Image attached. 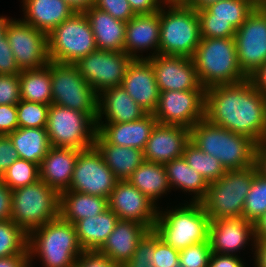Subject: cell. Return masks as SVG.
Masks as SVG:
<instances>
[{
  "label": "cell",
  "mask_w": 266,
  "mask_h": 267,
  "mask_svg": "<svg viewBox=\"0 0 266 267\" xmlns=\"http://www.w3.org/2000/svg\"><path fill=\"white\" fill-rule=\"evenodd\" d=\"M205 119L211 124L252 139H266V97L243 81L205 89Z\"/></svg>",
  "instance_id": "1"
},
{
  "label": "cell",
  "mask_w": 266,
  "mask_h": 267,
  "mask_svg": "<svg viewBox=\"0 0 266 267\" xmlns=\"http://www.w3.org/2000/svg\"><path fill=\"white\" fill-rule=\"evenodd\" d=\"M29 264L40 258L43 267H75L82 253L74 224L60 216L28 234Z\"/></svg>",
  "instance_id": "2"
},
{
  "label": "cell",
  "mask_w": 266,
  "mask_h": 267,
  "mask_svg": "<svg viewBox=\"0 0 266 267\" xmlns=\"http://www.w3.org/2000/svg\"><path fill=\"white\" fill-rule=\"evenodd\" d=\"M190 141L206 154L217 158L225 170H240L254 165L256 143L202 119L190 129Z\"/></svg>",
  "instance_id": "3"
},
{
  "label": "cell",
  "mask_w": 266,
  "mask_h": 267,
  "mask_svg": "<svg viewBox=\"0 0 266 267\" xmlns=\"http://www.w3.org/2000/svg\"><path fill=\"white\" fill-rule=\"evenodd\" d=\"M192 60L204 89L248 78L239 66L234 37L201 38Z\"/></svg>",
  "instance_id": "4"
},
{
  "label": "cell",
  "mask_w": 266,
  "mask_h": 267,
  "mask_svg": "<svg viewBox=\"0 0 266 267\" xmlns=\"http://www.w3.org/2000/svg\"><path fill=\"white\" fill-rule=\"evenodd\" d=\"M187 202V203H186ZM179 207L158 210L154 231L169 246L183 250L208 241L210 218L202 203L186 201Z\"/></svg>",
  "instance_id": "5"
},
{
  "label": "cell",
  "mask_w": 266,
  "mask_h": 267,
  "mask_svg": "<svg viewBox=\"0 0 266 267\" xmlns=\"http://www.w3.org/2000/svg\"><path fill=\"white\" fill-rule=\"evenodd\" d=\"M200 40V20L195 9L187 5H162L159 54L192 58Z\"/></svg>",
  "instance_id": "6"
},
{
  "label": "cell",
  "mask_w": 266,
  "mask_h": 267,
  "mask_svg": "<svg viewBox=\"0 0 266 267\" xmlns=\"http://www.w3.org/2000/svg\"><path fill=\"white\" fill-rule=\"evenodd\" d=\"M255 171L254 165L227 170L218 181L208 184L207 195L201 203L210 220L242 218Z\"/></svg>",
  "instance_id": "7"
},
{
  "label": "cell",
  "mask_w": 266,
  "mask_h": 267,
  "mask_svg": "<svg viewBox=\"0 0 266 267\" xmlns=\"http://www.w3.org/2000/svg\"><path fill=\"white\" fill-rule=\"evenodd\" d=\"M60 194L42 180L12 190L11 220L27 234L59 217Z\"/></svg>",
  "instance_id": "8"
},
{
  "label": "cell",
  "mask_w": 266,
  "mask_h": 267,
  "mask_svg": "<svg viewBox=\"0 0 266 267\" xmlns=\"http://www.w3.org/2000/svg\"><path fill=\"white\" fill-rule=\"evenodd\" d=\"M97 114L51 104L46 130L50 146L84 150L94 146Z\"/></svg>",
  "instance_id": "9"
},
{
  "label": "cell",
  "mask_w": 266,
  "mask_h": 267,
  "mask_svg": "<svg viewBox=\"0 0 266 267\" xmlns=\"http://www.w3.org/2000/svg\"><path fill=\"white\" fill-rule=\"evenodd\" d=\"M50 61L75 64L97 50L91 25L84 12H75L47 35Z\"/></svg>",
  "instance_id": "10"
},
{
  "label": "cell",
  "mask_w": 266,
  "mask_h": 267,
  "mask_svg": "<svg viewBox=\"0 0 266 267\" xmlns=\"http://www.w3.org/2000/svg\"><path fill=\"white\" fill-rule=\"evenodd\" d=\"M52 104L97 114L98 94L80 75L75 64L50 61Z\"/></svg>",
  "instance_id": "11"
},
{
  "label": "cell",
  "mask_w": 266,
  "mask_h": 267,
  "mask_svg": "<svg viewBox=\"0 0 266 267\" xmlns=\"http://www.w3.org/2000/svg\"><path fill=\"white\" fill-rule=\"evenodd\" d=\"M258 5L257 0H221L197 11L201 38L234 37Z\"/></svg>",
  "instance_id": "12"
},
{
  "label": "cell",
  "mask_w": 266,
  "mask_h": 267,
  "mask_svg": "<svg viewBox=\"0 0 266 267\" xmlns=\"http://www.w3.org/2000/svg\"><path fill=\"white\" fill-rule=\"evenodd\" d=\"M234 39L239 66L249 77L266 62V7L263 4L236 30Z\"/></svg>",
  "instance_id": "13"
},
{
  "label": "cell",
  "mask_w": 266,
  "mask_h": 267,
  "mask_svg": "<svg viewBox=\"0 0 266 267\" xmlns=\"http://www.w3.org/2000/svg\"><path fill=\"white\" fill-rule=\"evenodd\" d=\"M119 180L95 146L80 150L68 190L108 198Z\"/></svg>",
  "instance_id": "14"
},
{
  "label": "cell",
  "mask_w": 266,
  "mask_h": 267,
  "mask_svg": "<svg viewBox=\"0 0 266 267\" xmlns=\"http://www.w3.org/2000/svg\"><path fill=\"white\" fill-rule=\"evenodd\" d=\"M153 114L159 124L191 129L205 118V90L162 91Z\"/></svg>",
  "instance_id": "15"
},
{
  "label": "cell",
  "mask_w": 266,
  "mask_h": 267,
  "mask_svg": "<svg viewBox=\"0 0 266 267\" xmlns=\"http://www.w3.org/2000/svg\"><path fill=\"white\" fill-rule=\"evenodd\" d=\"M6 40L20 70L40 69L48 65L47 34L21 19L8 23Z\"/></svg>",
  "instance_id": "16"
},
{
  "label": "cell",
  "mask_w": 266,
  "mask_h": 267,
  "mask_svg": "<svg viewBox=\"0 0 266 267\" xmlns=\"http://www.w3.org/2000/svg\"><path fill=\"white\" fill-rule=\"evenodd\" d=\"M132 60L124 52L96 50L81 58L75 65L80 75L99 94L107 88L122 84Z\"/></svg>",
  "instance_id": "17"
},
{
  "label": "cell",
  "mask_w": 266,
  "mask_h": 267,
  "mask_svg": "<svg viewBox=\"0 0 266 267\" xmlns=\"http://www.w3.org/2000/svg\"><path fill=\"white\" fill-rule=\"evenodd\" d=\"M108 208L119 219L136 221L149 230L155 227L159 207L128 180L118 181L108 197Z\"/></svg>",
  "instance_id": "18"
},
{
  "label": "cell",
  "mask_w": 266,
  "mask_h": 267,
  "mask_svg": "<svg viewBox=\"0 0 266 267\" xmlns=\"http://www.w3.org/2000/svg\"><path fill=\"white\" fill-rule=\"evenodd\" d=\"M154 68L159 91L205 90L192 58L158 54L147 59Z\"/></svg>",
  "instance_id": "19"
},
{
  "label": "cell",
  "mask_w": 266,
  "mask_h": 267,
  "mask_svg": "<svg viewBox=\"0 0 266 267\" xmlns=\"http://www.w3.org/2000/svg\"><path fill=\"white\" fill-rule=\"evenodd\" d=\"M255 240L254 224L243 217L210 221L208 241L212 253L238 256L237 252L250 241L254 246Z\"/></svg>",
  "instance_id": "20"
},
{
  "label": "cell",
  "mask_w": 266,
  "mask_h": 267,
  "mask_svg": "<svg viewBox=\"0 0 266 267\" xmlns=\"http://www.w3.org/2000/svg\"><path fill=\"white\" fill-rule=\"evenodd\" d=\"M124 53L132 59H149L159 54L160 10L137 14L126 22ZM150 53H148V50ZM144 51L149 54L143 56ZM142 53V54H140Z\"/></svg>",
  "instance_id": "21"
},
{
  "label": "cell",
  "mask_w": 266,
  "mask_h": 267,
  "mask_svg": "<svg viewBox=\"0 0 266 267\" xmlns=\"http://www.w3.org/2000/svg\"><path fill=\"white\" fill-rule=\"evenodd\" d=\"M189 141L190 129L157 123L143 149L144 160L164 165L182 157Z\"/></svg>",
  "instance_id": "22"
},
{
  "label": "cell",
  "mask_w": 266,
  "mask_h": 267,
  "mask_svg": "<svg viewBox=\"0 0 266 267\" xmlns=\"http://www.w3.org/2000/svg\"><path fill=\"white\" fill-rule=\"evenodd\" d=\"M121 86L147 113L157 109L160 91L152 64L147 59H133L126 69Z\"/></svg>",
  "instance_id": "23"
},
{
  "label": "cell",
  "mask_w": 266,
  "mask_h": 267,
  "mask_svg": "<svg viewBox=\"0 0 266 267\" xmlns=\"http://www.w3.org/2000/svg\"><path fill=\"white\" fill-rule=\"evenodd\" d=\"M147 114L121 85L107 88L98 94L96 123H127Z\"/></svg>",
  "instance_id": "24"
},
{
  "label": "cell",
  "mask_w": 266,
  "mask_h": 267,
  "mask_svg": "<svg viewBox=\"0 0 266 267\" xmlns=\"http://www.w3.org/2000/svg\"><path fill=\"white\" fill-rule=\"evenodd\" d=\"M153 113L139 120L125 123H96L97 133L108 143L116 146L144 149L157 124Z\"/></svg>",
  "instance_id": "25"
},
{
  "label": "cell",
  "mask_w": 266,
  "mask_h": 267,
  "mask_svg": "<svg viewBox=\"0 0 266 267\" xmlns=\"http://www.w3.org/2000/svg\"><path fill=\"white\" fill-rule=\"evenodd\" d=\"M79 152V149L51 146L39 166L40 180L59 194L68 190Z\"/></svg>",
  "instance_id": "26"
},
{
  "label": "cell",
  "mask_w": 266,
  "mask_h": 267,
  "mask_svg": "<svg viewBox=\"0 0 266 267\" xmlns=\"http://www.w3.org/2000/svg\"><path fill=\"white\" fill-rule=\"evenodd\" d=\"M149 229L136 221L119 219L113 232L98 249L115 263L124 265L132 257L138 242Z\"/></svg>",
  "instance_id": "27"
},
{
  "label": "cell",
  "mask_w": 266,
  "mask_h": 267,
  "mask_svg": "<svg viewBox=\"0 0 266 267\" xmlns=\"http://www.w3.org/2000/svg\"><path fill=\"white\" fill-rule=\"evenodd\" d=\"M21 20L47 35L76 11L64 0H22Z\"/></svg>",
  "instance_id": "28"
},
{
  "label": "cell",
  "mask_w": 266,
  "mask_h": 267,
  "mask_svg": "<svg viewBox=\"0 0 266 267\" xmlns=\"http://www.w3.org/2000/svg\"><path fill=\"white\" fill-rule=\"evenodd\" d=\"M84 13L91 25L97 50L124 52L126 22L94 6Z\"/></svg>",
  "instance_id": "29"
},
{
  "label": "cell",
  "mask_w": 266,
  "mask_h": 267,
  "mask_svg": "<svg viewBox=\"0 0 266 267\" xmlns=\"http://www.w3.org/2000/svg\"><path fill=\"white\" fill-rule=\"evenodd\" d=\"M94 146L119 181L128 180L144 161L142 150L108 144L98 133L95 136Z\"/></svg>",
  "instance_id": "30"
},
{
  "label": "cell",
  "mask_w": 266,
  "mask_h": 267,
  "mask_svg": "<svg viewBox=\"0 0 266 267\" xmlns=\"http://www.w3.org/2000/svg\"><path fill=\"white\" fill-rule=\"evenodd\" d=\"M164 168L171 190L181 189L184 193L194 194L189 199L190 202L201 203L205 199L208 183L200 173L187 164L183 156L164 164Z\"/></svg>",
  "instance_id": "31"
},
{
  "label": "cell",
  "mask_w": 266,
  "mask_h": 267,
  "mask_svg": "<svg viewBox=\"0 0 266 267\" xmlns=\"http://www.w3.org/2000/svg\"><path fill=\"white\" fill-rule=\"evenodd\" d=\"M108 209V198L66 190L60 194L59 216L72 224Z\"/></svg>",
  "instance_id": "32"
},
{
  "label": "cell",
  "mask_w": 266,
  "mask_h": 267,
  "mask_svg": "<svg viewBox=\"0 0 266 267\" xmlns=\"http://www.w3.org/2000/svg\"><path fill=\"white\" fill-rule=\"evenodd\" d=\"M118 220V216L109 208L99 215L78 220L74 226L81 248L98 250L113 232Z\"/></svg>",
  "instance_id": "33"
},
{
  "label": "cell",
  "mask_w": 266,
  "mask_h": 267,
  "mask_svg": "<svg viewBox=\"0 0 266 267\" xmlns=\"http://www.w3.org/2000/svg\"><path fill=\"white\" fill-rule=\"evenodd\" d=\"M128 181L156 205L158 199L171 192L163 164L143 161Z\"/></svg>",
  "instance_id": "34"
},
{
  "label": "cell",
  "mask_w": 266,
  "mask_h": 267,
  "mask_svg": "<svg viewBox=\"0 0 266 267\" xmlns=\"http://www.w3.org/2000/svg\"><path fill=\"white\" fill-rule=\"evenodd\" d=\"M7 136L20 159L31 161L39 166L51 147L46 128L18 127Z\"/></svg>",
  "instance_id": "35"
},
{
  "label": "cell",
  "mask_w": 266,
  "mask_h": 267,
  "mask_svg": "<svg viewBox=\"0 0 266 267\" xmlns=\"http://www.w3.org/2000/svg\"><path fill=\"white\" fill-rule=\"evenodd\" d=\"M21 100L52 104L50 61L40 69L21 70L19 74Z\"/></svg>",
  "instance_id": "36"
},
{
  "label": "cell",
  "mask_w": 266,
  "mask_h": 267,
  "mask_svg": "<svg viewBox=\"0 0 266 267\" xmlns=\"http://www.w3.org/2000/svg\"><path fill=\"white\" fill-rule=\"evenodd\" d=\"M183 157L187 164L200 173L208 184L218 181L226 172L217 158L206 154L191 141L185 145Z\"/></svg>",
  "instance_id": "37"
},
{
  "label": "cell",
  "mask_w": 266,
  "mask_h": 267,
  "mask_svg": "<svg viewBox=\"0 0 266 267\" xmlns=\"http://www.w3.org/2000/svg\"><path fill=\"white\" fill-rule=\"evenodd\" d=\"M28 234L12 220L0 221V258L27 251Z\"/></svg>",
  "instance_id": "38"
},
{
  "label": "cell",
  "mask_w": 266,
  "mask_h": 267,
  "mask_svg": "<svg viewBox=\"0 0 266 267\" xmlns=\"http://www.w3.org/2000/svg\"><path fill=\"white\" fill-rule=\"evenodd\" d=\"M11 190L33 184L40 179L39 165L24 159H17L0 177Z\"/></svg>",
  "instance_id": "39"
},
{
  "label": "cell",
  "mask_w": 266,
  "mask_h": 267,
  "mask_svg": "<svg viewBox=\"0 0 266 267\" xmlns=\"http://www.w3.org/2000/svg\"><path fill=\"white\" fill-rule=\"evenodd\" d=\"M266 212V178L257 171L245 200L242 217L253 224Z\"/></svg>",
  "instance_id": "40"
},
{
  "label": "cell",
  "mask_w": 266,
  "mask_h": 267,
  "mask_svg": "<svg viewBox=\"0 0 266 267\" xmlns=\"http://www.w3.org/2000/svg\"><path fill=\"white\" fill-rule=\"evenodd\" d=\"M16 107L18 127L46 128L50 105L20 100Z\"/></svg>",
  "instance_id": "41"
},
{
  "label": "cell",
  "mask_w": 266,
  "mask_h": 267,
  "mask_svg": "<svg viewBox=\"0 0 266 267\" xmlns=\"http://www.w3.org/2000/svg\"><path fill=\"white\" fill-rule=\"evenodd\" d=\"M209 241L196 243L179 251L181 267H208L211 256Z\"/></svg>",
  "instance_id": "42"
},
{
  "label": "cell",
  "mask_w": 266,
  "mask_h": 267,
  "mask_svg": "<svg viewBox=\"0 0 266 267\" xmlns=\"http://www.w3.org/2000/svg\"><path fill=\"white\" fill-rule=\"evenodd\" d=\"M153 267H178L179 266V250L169 246L154 231V255L151 261Z\"/></svg>",
  "instance_id": "43"
},
{
  "label": "cell",
  "mask_w": 266,
  "mask_h": 267,
  "mask_svg": "<svg viewBox=\"0 0 266 267\" xmlns=\"http://www.w3.org/2000/svg\"><path fill=\"white\" fill-rule=\"evenodd\" d=\"M154 230H149L138 242L133 257L123 267H153Z\"/></svg>",
  "instance_id": "44"
},
{
  "label": "cell",
  "mask_w": 266,
  "mask_h": 267,
  "mask_svg": "<svg viewBox=\"0 0 266 267\" xmlns=\"http://www.w3.org/2000/svg\"><path fill=\"white\" fill-rule=\"evenodd\" d=\"M94 7L124 22H128L136 15L128 0H95Z\"/></svg>",
  "instance_id": "45"
},
{
  "label": "cell",
  "mask_w": 266,
  "mask_h": 267,
  "mask_svg": "<svg viewBox=\"0 0 266 267\" xmlns=\"http://www.w3.org/2000/svg\"><path fill=\"white\" fill-rule=\"evenodd\" d=\"M20 100L19 75H0V105H17Z\"/></svg>",
  "instance_id": "46"
},
{
  "label": "cell",
  "mask_w": 266,
  "mask_h": 267,
  "mask_svg": "<svg viewBox=\"0 0 266 267\" xmlns=\"http://www.w3.org/2000/svg\"><path fill=\"white\" fill-rule=\"evenodd\" d=\"M75 267H123L98 250H83L75 262Z\"/></svg>",
  "instance_id": "47"
},
{
  "label": "cell",
  "mask_w": 266,
  "mask_h": 267,
  "mask_svg": "<svg viewBox=\"0 0 266 267\" xmlns=\"http://www.w3.org/2000/svg\"><path fill=\"white\" fill-rule=\"evenodd\" d=\"M20 68L17 66L13 52L5 39L0 42V75H19Z\"/></svg>",
  "instance_id": "48"
},
{
  "label": "cell",
  "mask_w": 266,
  "mask_h": 267,
  "mask_svg": "<svg viewBox=\"0 0 266 267\" xmlns=\"http://www.w3.org/2000/svg\"><path fill=\"white\" fill-rule=\"evenodd\" d=\"M16 105H0V135L5 136L18 128Z\"/></svg>",
  "instance_id": "49"
},
{
  "label": "cell",
  "mask_w": 266,
  "mask_h": 267,
  "mask_svg": "<svg viewBox=\"0 0 266 267\" xmlns=\"http://www.w3.org/2000/svg\"><path fill=\"white\" fill-rule=\"evenodd\" d=\"M19 159L18 152L7 135H0V177L6 169Z\"/></svg>",
  "instance_id": "50"
},
{
  "label": "cell",
  "mask_w": 266,
  "mask_h": 267,
  "mask_svg": "<svg viewBox=\"0 0 266 267\" xmlns=\"http://www.w3.org/2000/svg\"><path fill=\"white\" fill-rule=\"evenodd\" d=\"M12 190L0 179V221L11 220Z\"/></svg>",
  "instance_id": "51"
},
{
  "label": "cell",
  "mask_w": 266,
  "mask_h": 267,
  "mask_svg": "<svg viewBox=\"0 0 266 267\" xmlns=\"http://www.w3.org/2000/svg\"><path fill=\"white\" fill-rule=\"evenodd\" d=\"M240 256L211 253L208 267H246Z\"/></svg>",
  "instance_id": "52"
},
{
  "label": "cell",
  "mask_w": 266,
  "mask_h": 267,
  "mask_svg": "<svg viewBox=\"0 0 266 267\" xmlns=\"http://www.w3.org/2000/svg\"><path fill=\"white\" fill-rule=\"evenodd\" d=\"M131 9L137 14H151L162 7L160 0H128Z\"/></svg>",
  "instance_id": "53"
},
{
  "label": "cell",
  "mask_w": 266,
  "mask_h": 267,
  "mask_svg": "<svg viewBox=\"0 0 266 267\" xmlns=\"http://www.w3.org/2000/svg\"><path fill=\"white\" fill-rule=\"evenodd\" d=\"M254 166L257 173L266 178V139L255 146Z\"/></svg>",
  "instance_id": "54"
},
{
  "label": "cell",
  "mask_w": 266,
  "mask_h": 267,
  "mask_svg": "<svg viewBox=\"0 0 266 267\" xmlns=\"http://www.w3.org/2000/svg\"><path fill=\"white\" fill-rule=\"evenodd\" d=\"M254 87L266 97V62L248 77Z\"/></svg>",
  "instance_id": "55"
},
{
  "label": "cell",
  "mask_w": 266,
  "mask_h": 267,
  "mask_svg": "<svg viewBox=\"0 0 266 267\" xmlns=\"http://www.w3.org/2000/svg\"><path fill=\"white\" fill-rule=\"evenodd\" d=\"M0 267H30L28 250L22 255L0 258Z\"/></svg>",
  "instance_id": "56"
},
{
  "label": "cell",
  "mask_w": 266,
  "mask_h": 267,
  "mask_svg": "<svg viewBox=\"0 0 266 267\" xmlns=\"http://www.w3.org/2000/svg\"><path fill=\"white\" fill-rule=\"evenodd\" d=\"M253 244L254 267H266V240H255Z\"/></svg>",
  "instance_id": "57"
},
{
  "label": "cell",
  "mask_w": 266,
  "mask_h": 267,
  "mask_svg": "<svg viewBox=\"0 0 266 267\" xmlns=\"http://www.w3.org/2000/svg\"><path fill=\"white\" fill-rule=\"evenodd\" d=\"M255 239L266 240V212L254 224Z\"/></svg>",
  "instance_id": "58"
},
{
  "label": "cell",
  "mask_w": 266,
  "mask_h": 267,
  "mask_svg": "<svg viewBox=\"0 0 266 267\" xmlns=\"http://www.w3.org/2000/svg\"><path fill=\"white\" fill-rule=\"evenodd\" d=\"M76 12H84L91 6H94L95 0H64Z\"/></svg>",
  "instance_id": "59"
},
{
  "label": "cell",
  "mask_w": 266,
  "mask_h": 267,
  "mask_svg": "<svg viewBox=\"0 0 266 267\" xmlns=\"http://www.w3.org/2000/svg\"><path fill=\"white\" fill-rule=\"evenodd\" d=\"M219 1L221 0H190L187 6L195 9L196 11H200L207 8L209 5L217 3Z\"/></svg>",
  "instance_id": "60"
},
{
  "label": "cell",
  "mask_w": 266,
  "mask_h": 267,
  "mask_svg": "<svg viewBox=\"0 0 266 267\" xmlns=\"http://www.w3.org/2000/svg\"><path fill=\"white\" fill-rule=\"evenodd\" d=\"M13 18L5 17V16H0V42L6 39V32L8 29V23L12 20Z\"/></svg>",
  "instance_id": "61"
},
{
  "label": "cell",
  "mask_w": 266,
  "mask_h": 267,
  "mask_svg": "<svg viewBox=\"0 0 266 267\" xmlns=\"http://www.w3.org/2000/svg\"><path fill=\"white\" fill-rule=\"evenodd\" d=\"M162 5H187L190 0H160Z\"/></svg>",
  "instance_id": "62"
},
{
  "label": "cell",
  "mask_w": 266,
  "mask_h": 267,
  "mask_svg": "<svg viewBox=\"0 0 266 267\" xmlns=\"http://www.w3.org/2000/svg\"><path fill=\"white\" fill-rule=\"evenodd\" d=\"M259 4H263L266 0H257Z\"/></svg>",
  "instance_id": "63"
}]
</instances>
